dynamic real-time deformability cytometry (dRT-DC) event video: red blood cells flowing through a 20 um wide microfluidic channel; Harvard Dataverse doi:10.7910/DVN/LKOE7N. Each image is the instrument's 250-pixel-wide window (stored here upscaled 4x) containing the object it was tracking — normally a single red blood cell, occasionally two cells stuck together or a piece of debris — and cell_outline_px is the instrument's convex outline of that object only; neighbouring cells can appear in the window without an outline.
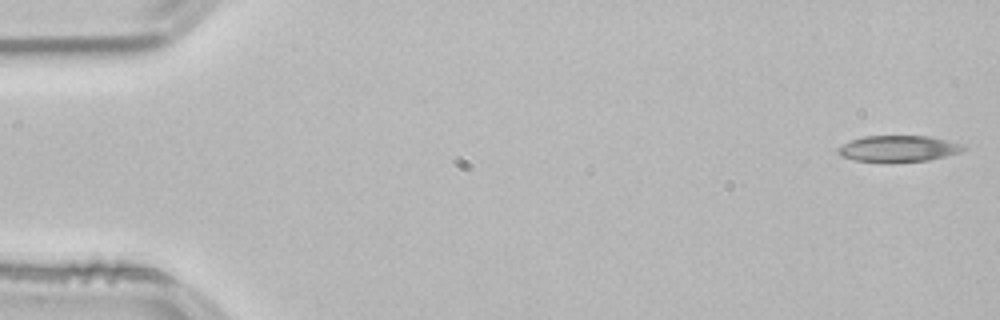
{"species": "common noctule bat (a hibernating species)", "species_latin": "Nyctalus noctula", "temperature_condition": "room temperature", "stored_images_in_passage": 52, "camera_frame_rate_fps": 3000, "um_per_image_px": 0.085, "animal": {"sex": "male", "body_mass_g": 21.5, "forearm_length_mm": 52.0}, "frame": {"image": 1, "passage_image": 1, "time_ms": 0.0, "image_size_px": [1000, 320], "cell_outline_px": [[968, 148], [960, 152], [928, 160], [888, 164], [880, 164], [856, 160], [840, 156], [836, 152], [836, 148], [852, 140], [864, 136], [928, 136], [948, 140], [964, 144]], "centroid_in_image_um": [76.34, 12.66], "position_along_channel_um": 8.7, "area_um2": 19.77}}
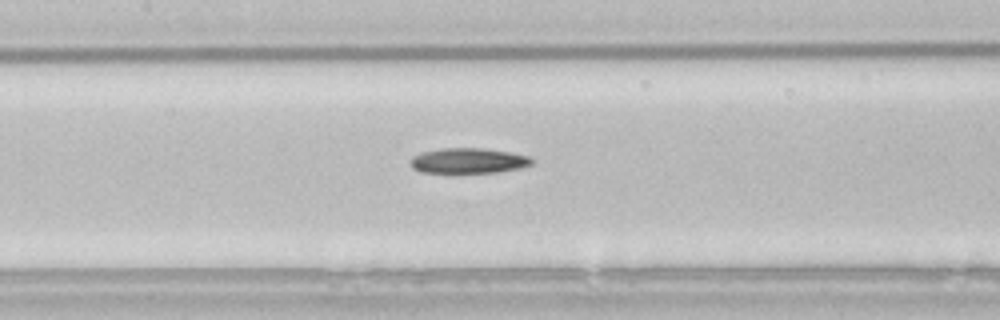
{"frame": {"image": 2, "passage_image": 24, "time_ms": 7.667, "image_size_px": [1000, 320], "cell_outline_px": [[536, 160], [532, 164], [520, 168], [496, 172], [420, 172], [412, 168], [412, 156], [424, 152], [440, 148], [484, 148], [508, 152], [528, 156]], "centroid_in_image_um": [39.84, 13.65], "position_along_channel_um": 167.6, "area_um2": 17.69}}
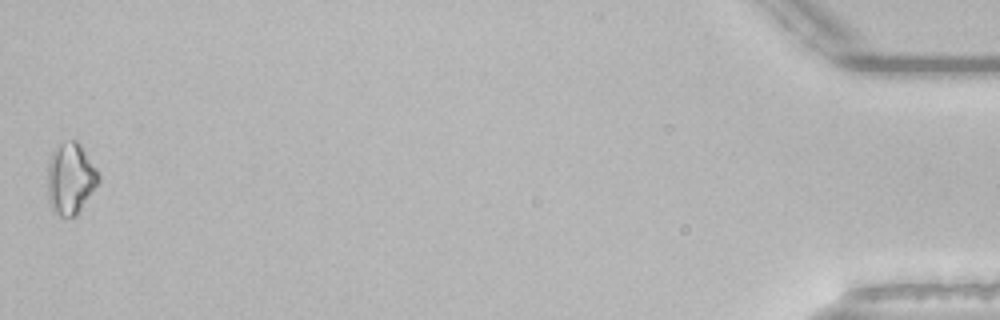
{"frame": {"image": 3, "passage_image": 52, "time_ms": 17.0, "image_size_px": [1000, 320], "cell_outline_px": [[100, 180], [76, 216], [60, 216], [52, 208], [48, 200], [48, 164], [52, 152], [64, 140], [76, 140], [80, 144], [96, 168], [100, 176]], "centroid_in_image_um": [5.99, 15.16], "position_along_channel_um": 429.2, "area_um2": 20.98}}